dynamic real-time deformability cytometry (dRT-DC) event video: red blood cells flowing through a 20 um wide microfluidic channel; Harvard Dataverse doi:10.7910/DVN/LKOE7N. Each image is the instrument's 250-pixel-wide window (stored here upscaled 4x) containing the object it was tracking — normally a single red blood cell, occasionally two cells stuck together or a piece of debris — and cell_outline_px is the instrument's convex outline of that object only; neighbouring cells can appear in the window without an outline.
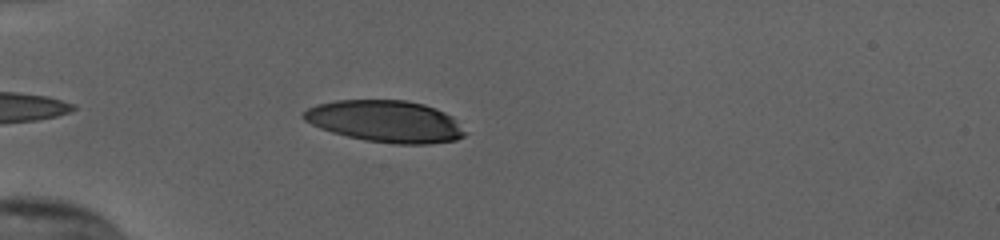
{"species": "human", "species_latin": "Homo sapiens", "temperature_condition": "cold", "stored_images_in_passage": 38, "camera_frame_rate_fps": 3000, "um_per_image_px": 0.085, "donor": {"sex": "female"}, "frame": {"image": 1, "passage_image": 4, "time_ms": 1.0, "image_size_px": [1000, 240], "cell_outline_px": [[468, 132], [464, 136], [456, 140], [428, 144], [392, 144], [364, 140], [332, 132], [320, 128], [304, 120], [300, 116], [308, 108], [316, 104], [336, 100], [404, 100], [424, 104], [436, 108], [452, 116]], "centroid_in_image_um": [32.78, 10.32], "position_along_channel_um": 52.2, "area_um2": 39.54}}
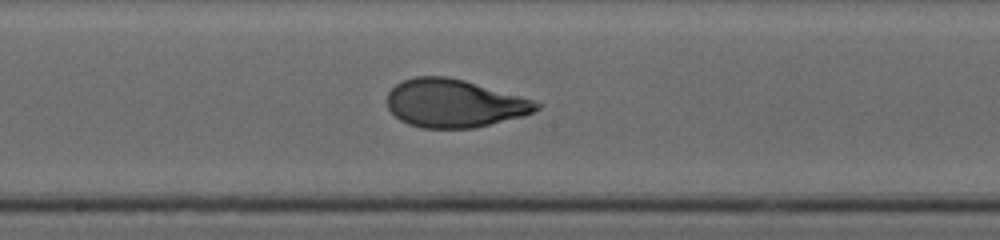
{"frame": {"image": 2, "passage_image": 18, "time_ms": 5.667, "image_size_px": [1000, 240], "cell_outline_px": [[544, 104], [540, 108], [524, 116], [472, 128], [420, 128], [408, 124], [400, 120], [388, 108], [388, 92], [396, 84], [404, 80], [416, 76], [448, 76], [464, 80], [520, 96]], "centroid_in_image_um": [38.61, 8.78], "position_along_channel_um": 209.6, "area_um2": 41.67}}
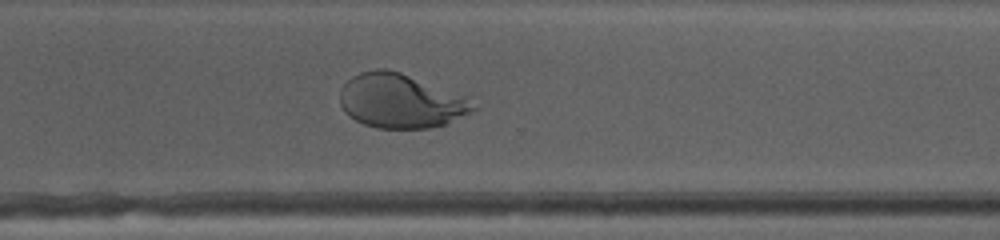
{"frame": {"image": 3, "passage_image": 28, "time_ms": 9.0, "image_size_px": [1000, 240], "cell_outline_px": [[480, 108], [472, 112], [444, 124], [428, 128], [376, 128], [364, 124], [356, 120], [344, 112], [340, 104], [340, 88], [352, 76], [360, 72], [376, 68], [388, 68], [400, 72], [464, 100]], "centroid_in_image_um": [33.91, 8.6], "position_along_channel_um": 336.7, "area_um2": 40.81}, "authors_computed_cell_mechanics": {"area_um2": 41.7316, "velocity_mm_per_s": 3.8293, "shape_relaxation_time_tau1_ms": 3.5948, "shape_relaxation_time_tau2_ms": 0.7742, "deformation_change_tau1": 0.2261, "deformation_change_tau2": 0.0642}}